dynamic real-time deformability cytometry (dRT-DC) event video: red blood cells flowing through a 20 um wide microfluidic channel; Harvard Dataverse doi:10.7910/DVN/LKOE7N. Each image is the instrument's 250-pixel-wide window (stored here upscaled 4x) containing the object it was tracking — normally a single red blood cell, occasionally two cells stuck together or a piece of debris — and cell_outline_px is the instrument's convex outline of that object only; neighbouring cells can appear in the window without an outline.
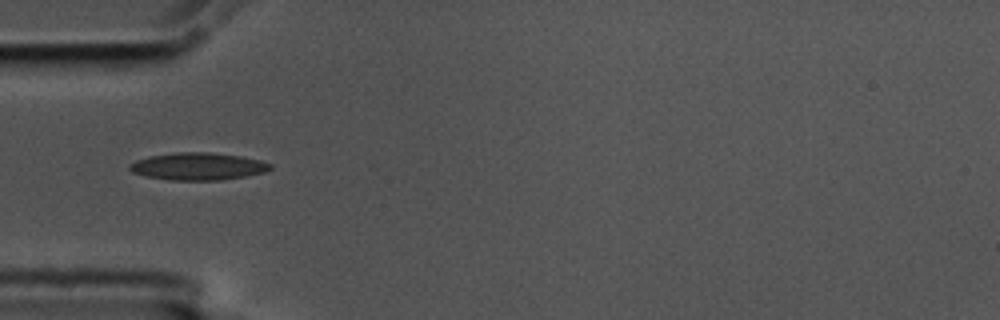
{"species": "common noctule bat (a hibernating species)", "species_latin": "Nyctalus noctula", "temperature_condition": "cold", "stored_images_in_passage": 35, "camera_frame_rate_fps": 3000, "um_per_image_px": 0.085, "animal": {"sex": "male", "body_mass_g": 17.5, "forearm_length_mm": 52.3}, "frame": {"image": 1, "passage_image": 1, "time_ms": 0.0, "image_size_px": [1000, 320], "cell_outline_px": [[272, 168], [264, 172], [244, 176], [220, 180], [172, 180], [144, 176], [132, 172], [128, 168], [128, 164], [136, 160], [148, 156], [176, 152], [208, 152], [240, 156], [260, 160], [272, 164]], "centroid_in_image_um": [16.79, 14.14], "position_along_channel_um": 68.2, "area_um2": 22.43}}
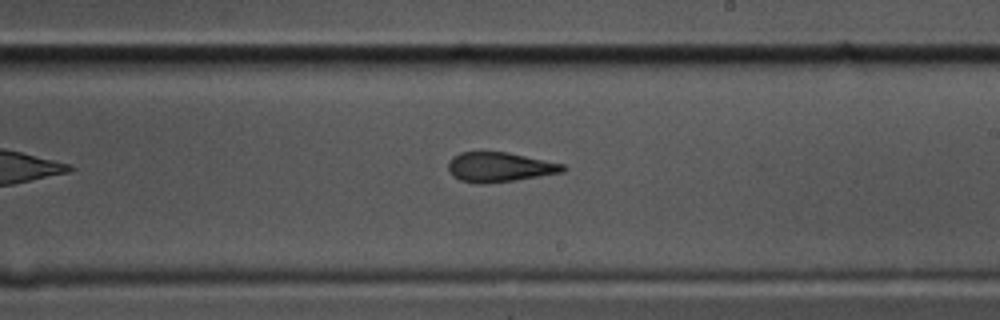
{"frame": {"image": 2, "passage_image": 16, "time_ms": 5.0, "image_size_px": [1000, 320], "cell_outline_px": [[568, 168], [564, 172], [512, 180], [484, 184], [460, 180], [452, 176], [448, 168], [448, 160], [452, 156], [460, 152], [508, 152], [564, 164]], "centroid_in_image_um": [42.45, 14.19], "position_along_channel_um": 246.6, "area_um2": 19.77}}
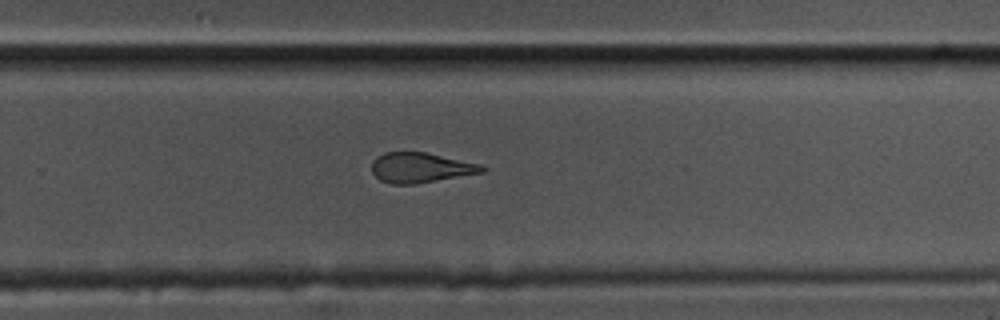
{"frame": {"image": 3, "passage_image": 20, "time_ms": 6.333, "image_size_px": [1000, 320], "cell_outline_px": [[488, 168], [484, 172], [416, 184], [392, 184], [380, 180], [372, 172], [372, 160], [376, 156], [384, 152], [424, 152], [480, 164]], "centroid_in_image_um": [35.73, 14.25], "position_along_channel_um": 294.1, "area_um2": 19.31}, "authors_computed_cell_mechanics": {"area_um2": 20.3456, "velocity_mm_per_s": 3.5676, "shape_relaxation_time_tau1_ms": null, "shape_relaxation_time_tau2_ms": 1.8874, "deformation_change_tau1": null, "deformation_change_tau2": 0.0968}}